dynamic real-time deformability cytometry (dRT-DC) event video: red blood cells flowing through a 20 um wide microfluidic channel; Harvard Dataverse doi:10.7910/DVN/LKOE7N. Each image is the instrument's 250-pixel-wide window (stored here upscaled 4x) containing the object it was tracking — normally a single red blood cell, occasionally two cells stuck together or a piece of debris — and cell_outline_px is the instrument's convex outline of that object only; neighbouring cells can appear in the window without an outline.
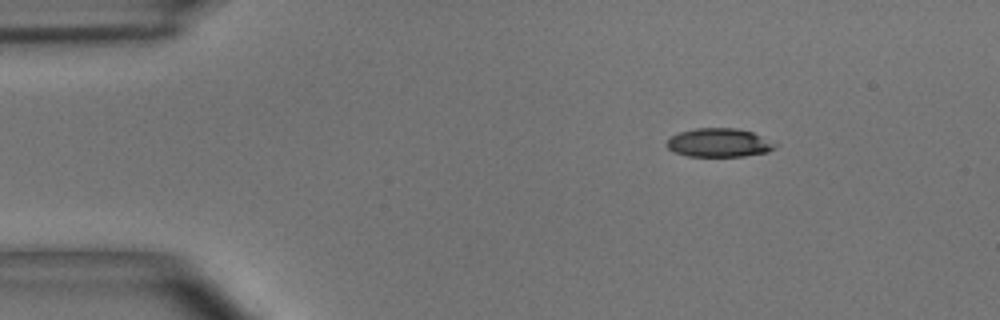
{"species": "common noctule bat (a hibernating species)", "species_latin": "Nyctalus noctula", "temperature_condition": "room temperature", "stored_images_in_passage": 47, "camera_frame_rate_fps": 3000, "um_per_image_px": 0.085, "animal": {"sex": "male", "body_mass_g": 15.6}, "frame": {"image": 1, "passage_image": 1, "time_ms": 0.0, "image_size_px": [1000, 320], "cell_outline_px": [[776, 148], [768, 152], [744, 156], [688, 156], [676, 152], [668, 148], [668, 140], [672, 136], [680, 132], [696, 128], [736, 128], [752, 132], [776, 144]], "centroid_in_image_um": [61.14, 12.13], "position_along_channel_um": 23.9, "area_um2": 17.8}}
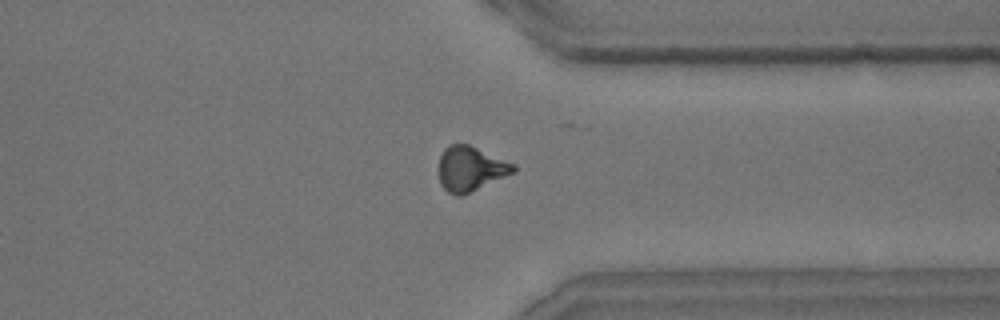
{"frame": {"image": 2, "passage_image": 35, "time_ms": 11.333, "image_size_px": [1000, 320], "cell_outline_px": [[516, 172], [464, 196], [456, 196], [448, 192], [440, 184], [440, 156], [444, 148], [448, 144], [468, 144], [516, 164]], "centroid_in_image_um": [40.03, 14.36], "position_along_channel_um": 371.4, "area_um2": 19.71}}
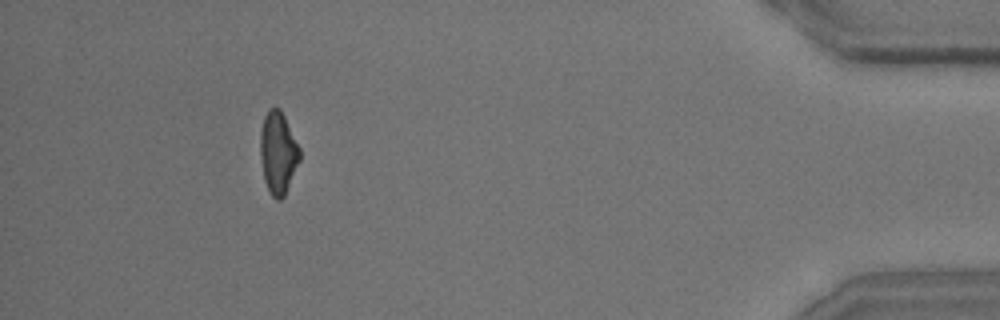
{"frame": {"image": 3, "passage_image": 43, "time_ms": 14.0, "image_size_px": [1000, 320], "cell_outline_px": [[300, 160], [284, 196], [280, 200], [276, 200], [272, 196], [264, 180], [260, 156], [260, 132], [264, 116], [268, 108], [280, 108], [300, 148]], "centroid_in_image_um": [23.63, 12.98], "position_along_channel_um": 411.6, "area_um2": 18.84}, "authors_computed_cell_mechanics": {"area_um2": 19.363, "velocity_mm_per_s": 3.6733, "shape_relaxation_time_tau1_ms": 5.8185, "shape_relaxation_time_tau2_ms": 2.284, "deformation_change_tau1": 0.1678, "deformation_change_tau2": 0.0931}}